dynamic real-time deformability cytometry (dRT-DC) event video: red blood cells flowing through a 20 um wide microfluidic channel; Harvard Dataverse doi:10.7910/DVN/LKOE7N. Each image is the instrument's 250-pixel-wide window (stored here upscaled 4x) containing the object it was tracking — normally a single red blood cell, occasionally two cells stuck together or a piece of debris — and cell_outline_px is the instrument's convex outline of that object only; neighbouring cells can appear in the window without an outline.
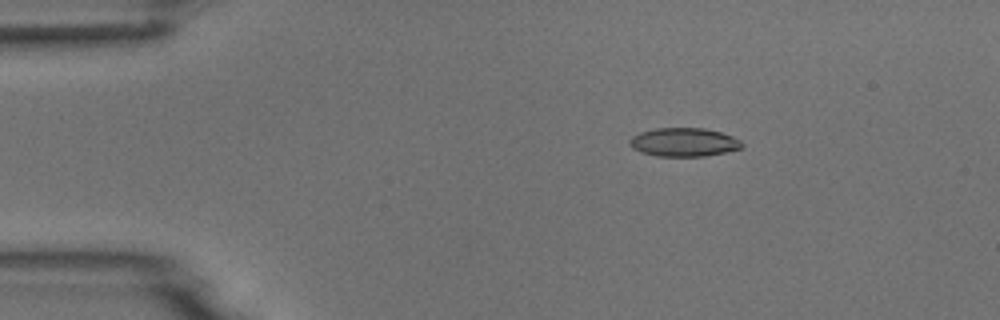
{"species": "common noctule bat (a hibernating species)", "species_latin": "Nyctalus noctula", "temperature_condition": "room temperature", "stored_images_in_passage": 5, "camera_frame_rate_fps": 3000, "um_per_image_px": 0.085, "animal": {"sex": "male", "body_mass_g": 18.8}, "frame": {"image": 1, "passage_image": 3, "time_ms": 2.333, "image_size_px": [1000, 320], "cell_outline_px": [[744, 148], [704, 156], [656, 156], [640, 152], [632, 148], [628, 144], [628, 140], [632, 136], [640, 132], [656, 128], [704, 128], [720, 132], [732, 136], [740, 140], [744, 144]], "centroid_in_image_um": [58.11, 12.09], "position_along_channel_um": 26.9, "area_um2": 18.84}}
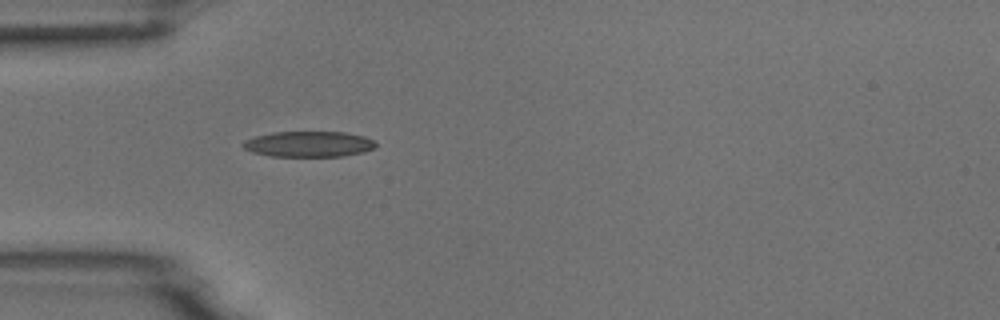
{"frame": {"image": 2, "passage_image": 5, "time_ms": 4.667, "image_size_px": [1000, 320], "cell_outline_px": [[376, 148], [364, 152], [344, 156], [272, 156], [252, 152], [244, 148], [240, 144], [244, 140], [256, 136], [272, 132], [344, 132], [364, 136], [372, 140], [376, 144]], "centroid_in_image_um": [26.24, 12.25], "position_along_channel_um": 58.8, "area_um2": 19.88}}